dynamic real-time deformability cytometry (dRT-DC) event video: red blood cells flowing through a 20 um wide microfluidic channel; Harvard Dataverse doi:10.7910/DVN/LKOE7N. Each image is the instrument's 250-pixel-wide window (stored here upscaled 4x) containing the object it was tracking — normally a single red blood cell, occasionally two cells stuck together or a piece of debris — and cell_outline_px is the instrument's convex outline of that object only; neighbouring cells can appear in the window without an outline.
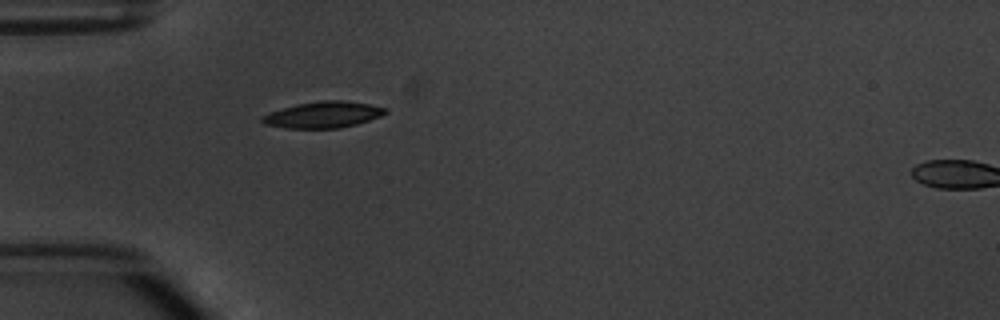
{"species": "common noctule bat (a hibernating species)", "species_latin": "Nyctalus noctula", "temperature_condition": "warm", "stored_images_in_passage": 2, "segment_of_instrument_passage": [1, 2], "camera_frame_rate_fps": 3000, "um_per_image_px": 0.085, "animal": {"sex": "male", "body_mass_g": 20.1, "forearm_length_mm": 53.5}, "frame": {"image": 1, "passage_image": 1, "time_ms": 0.0, "image_size_px": [1000, 320], "cell_outline_px": [[388, 112], [380, 116], [356, 124], [340, 128], [288, 128], [264, 124], [260, 120], [260, 116], [268, 112], [296, 104], [324, 100], [344, 100], [368, 104], [388, 108]], "centroid_in_image_um": [27.44, 9.74], "position_along_channel_um": 57.6, "area_um2": 18.9}}